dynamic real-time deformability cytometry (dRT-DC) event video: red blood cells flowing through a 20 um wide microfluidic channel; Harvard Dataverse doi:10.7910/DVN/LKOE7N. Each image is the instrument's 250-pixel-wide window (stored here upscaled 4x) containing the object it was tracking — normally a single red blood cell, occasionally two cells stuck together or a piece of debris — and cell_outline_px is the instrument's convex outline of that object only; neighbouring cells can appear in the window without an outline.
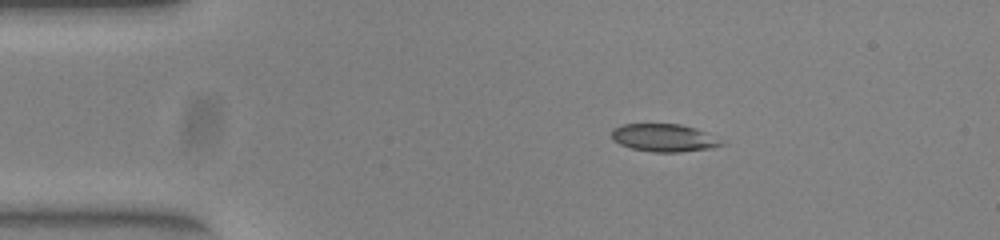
{"species": "common noctule bat (a hibernating species)", "species_latin": "Nyctalus noctula", "temperature_condition": "warm", "stored_images_in_passage": 43, "camera_frame_rate_fps": 3000, "um_per_image_px": 0.085, "animal": {"sex": "female", "body_mass_g": 23.0, "forearm_length_mm": 53.4}, "frame": {"image": 1, "passage_image": 1, "time_ms": 0.0, "image_size_px": [1000, 240], "cell_outline_px": [[724, 144], [712, 148], [680, 152], [652, 152], [632, 148], [620, 144], [612, 140], [612, 128], [624, 124], [680, 124], [696, 128], [704, 132]], "centroid_in_image_um": [56.37, 11.71], "position_along_channel_um": 28.6, "area_um2": 17.51}}
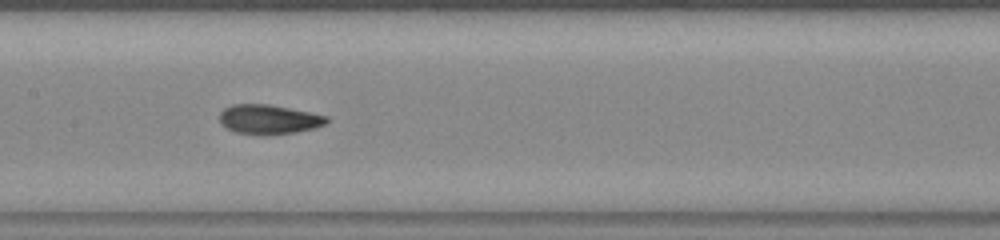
{"frame": {"image": 2, "passage_image": 17, "time_ms": 5.333, "image_size_px": [1000, 240], "cell_outline_px": [[328, 120], [324, 124], [312, 128], [296, 132], [236, 132], [228, 128], [220, 120], [220, 112], [224, 108], [232, 104], [268, 104], [328, 116]], "centroid_in_image_um": [22.84, 10.09], "position_along_channel_um": 184.6, "area_um2": 17.34}}
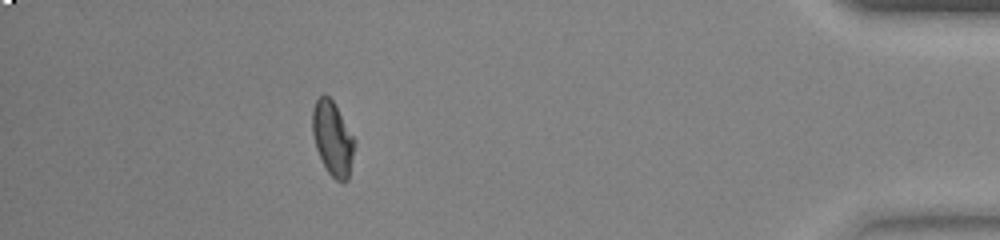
{"frame": {"image": 3, "passage_image": 38, "time_ms": 12.333, "image_size_px": [1000, 240], "cell_outline_px": [[356, 140], [348, 180], [344, 184], [336, 180], [328, 172], [316, 148], [312, 132], [312, 108], [316, 100], [324, 92], [332, 100]], "centroid_in_image_um": [28.27, 11.77], "position_along_channel_um": 406.9, "area_um2": 18.21}, "authors_computed_cell_mechanics": {"area_um2": 18.2648, "velocity_mm_per_s": 3.9712, "shape_relaxation_time_tau1_ms": null, "shape_relaxation_time_tau2_ms": 1.5218, "deformation_change_tau1": null, "deformation_change_tau2": 0.0605}}